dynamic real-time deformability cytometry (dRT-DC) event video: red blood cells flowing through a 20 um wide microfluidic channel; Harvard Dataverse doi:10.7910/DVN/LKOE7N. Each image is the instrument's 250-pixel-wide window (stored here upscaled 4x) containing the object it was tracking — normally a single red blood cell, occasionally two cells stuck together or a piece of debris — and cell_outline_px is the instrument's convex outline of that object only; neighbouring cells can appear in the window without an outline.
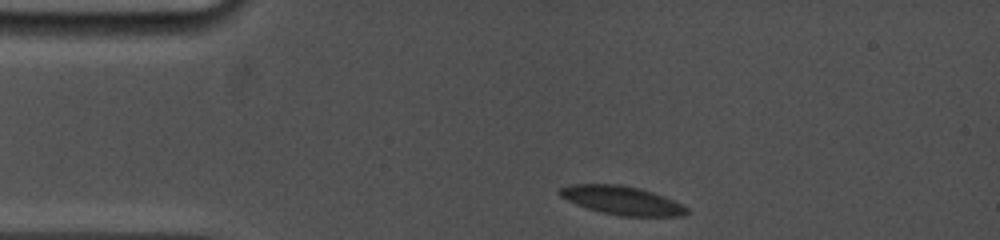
{"species": "common noctule bat (a hibernating species)", "species_latin": "Nyctalus noctula", "temperature_condition": "cold", "stored_images_in_passage": 3, "camera_frame_rate_fps": 5000, "um_per_image_px": 0.085, "animal": {"sex": "female", "body_mass_g": 19.0, "forearm_length_mm": 53.3}, "frame": {"image": 1, "passage_image": 1, "time_ms": 0.0, "image_size_px": [1000, 240], "cell_outline_px": [[688, 212], [684, 216], [620, 216], [600, 212], [576, 204], [560, 196], [556, 192], [560, 188], [572, 184], [620, 184], [640, 188], [664, 196], [688, 208]], "centroid_in_image_um": [52.84, 17.03], "position_along_channel_um": 32.2, "area_um2": 21.15}}